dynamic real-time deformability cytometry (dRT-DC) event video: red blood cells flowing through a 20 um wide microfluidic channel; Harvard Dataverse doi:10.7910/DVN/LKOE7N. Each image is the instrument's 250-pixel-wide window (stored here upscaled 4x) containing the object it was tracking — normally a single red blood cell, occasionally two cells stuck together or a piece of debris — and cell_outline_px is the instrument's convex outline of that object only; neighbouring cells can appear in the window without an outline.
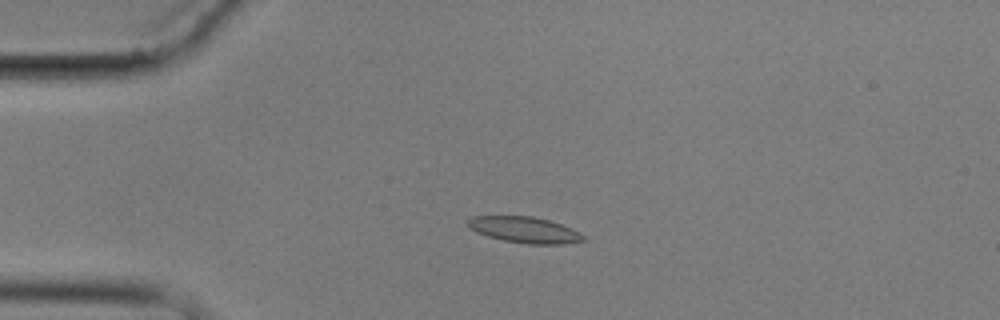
{"species": "common noctule bat (a hibernating species)", "species_latin": "Nyctalus noctula", "temperature_condition": "cold", "stored_images_in_passage": 4, "camera_frame_rate_fps": 3000, "um_per_image_px": 0.085, "animal": {"sex": "male", "body_mass_g": 17.9}, "frame": {"image": 1, "passage_image": 2, "time_ms": 2.0, "image_size_px": [1000, 320], "cell_outline_px": [[588, 236], [584, 240], [564, 244], [524, 244], [504, 240], [488, 236], [476, 232], [468, 228], [468, 220], [472, 216], [532, 216], [548, 220], [572, 228]], "centroid_in_image_um": [44.61, 19.54], "position_along_channel_um": 40.4, "area_um2": 17.63}}
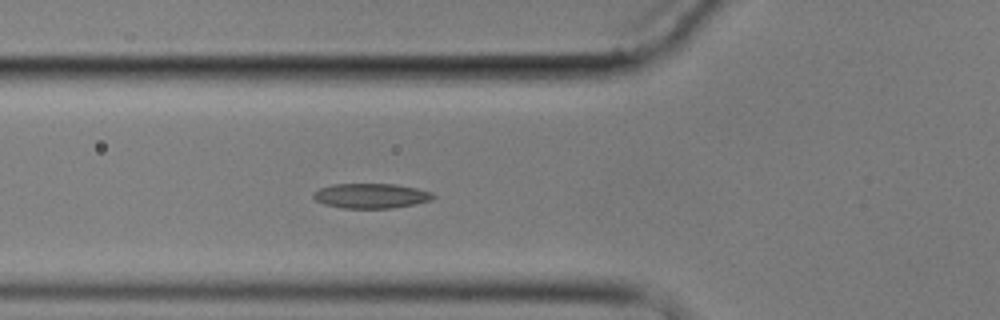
{"frame": {"image": 2, "passage_image": 4, "time_ms": 4.333, "image_size_px": [1000, 320], "cell_outline_px": [[436, 196], [432, 200], [416, 204], [392, 208], [340, 208], [324, 204], [316, 200], [312, 196], [312, 192], [320, 188], [332, 184], [392, 184], [416, 188], [432, 192]], "centroid_in_image_um": [31.53, 16.65], "position_along_channel_um": 94.3, "area_um2": 17.46}}